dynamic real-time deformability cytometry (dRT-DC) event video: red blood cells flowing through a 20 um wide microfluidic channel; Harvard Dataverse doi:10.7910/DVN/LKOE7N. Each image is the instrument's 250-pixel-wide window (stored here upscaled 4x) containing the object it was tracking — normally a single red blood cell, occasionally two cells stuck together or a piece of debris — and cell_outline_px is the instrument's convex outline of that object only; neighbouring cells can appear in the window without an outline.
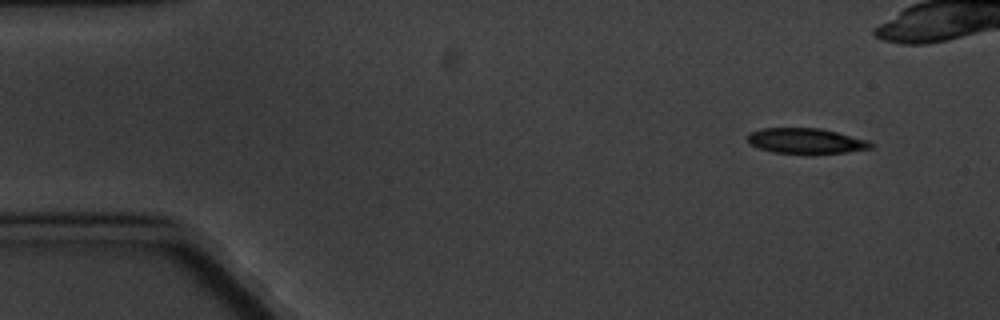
{"species": "common noctule bat (a hibernating species)", "species_latin": "Nyctalus noctula", "temperature_condition": "cold", "stored_images_in_passage": 5, "camera_frame_rate_fps": 3000, "um_per_image_px": 0.085, "animal": {"sex": "male", "body_mass_g": 20.1, "forearm_length_mm": 53.5}, "frame": {"image": 1, "passage_image": 1, "time_ms": 0.0, "image_size_px": [1000, 320], "cell_outline_px": [[876, 144], [872, 148], [848, 152], [812, 156], [772, 152], [748, 144], [748, 132], [760, 128], [820, 128], [868, 140]], "centroid_in_image_um": [68.51, 12.01], "position_along_channel_um": 16.5, "area_um2": 19.02}}
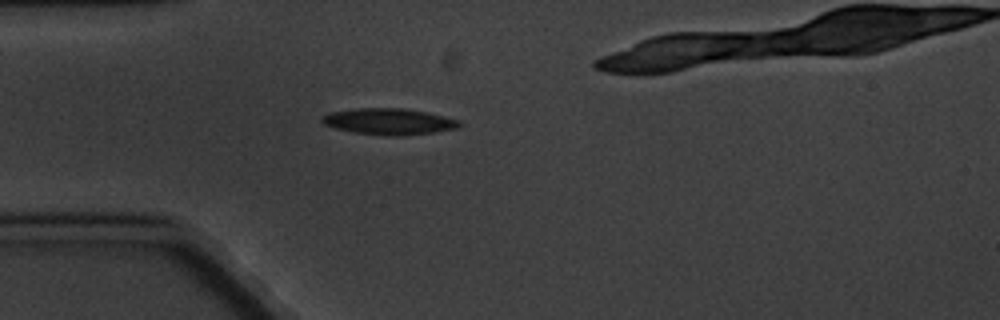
{"frame": {"image": 2, "passage_image": 4, "time_ms": 3.667, "image_size_px": [1000, 320], "cell_outline_px": [[464, 124], [456, 128], [432, 132], [400, 136], [388, 136], [352, 132], [336, 128], [324, 124], [320, 120], [324, 116], [332, 112], [356, 108], [404, 108], [428, 112], [460, 120]], "centroid_in_image_um": [33.09, 10.32], "position_along_channel_um": 51.9, "area_um2": 20.98}}